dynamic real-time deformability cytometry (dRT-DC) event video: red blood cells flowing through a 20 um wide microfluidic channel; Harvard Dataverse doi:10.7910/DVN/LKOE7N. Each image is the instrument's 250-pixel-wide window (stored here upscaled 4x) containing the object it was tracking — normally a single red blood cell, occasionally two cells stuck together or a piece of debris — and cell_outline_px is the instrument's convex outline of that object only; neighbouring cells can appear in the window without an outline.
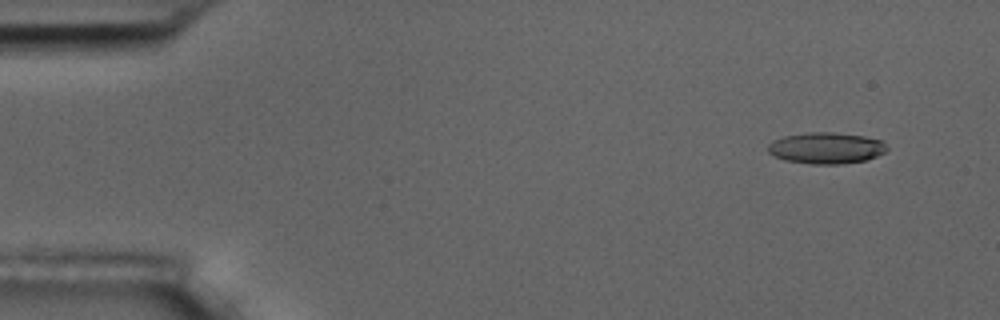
{"species": "common noctule bat (a hibernating species)", "species_latin": "Nyctalus noctula", "temperature_condition": "room temperature", "stored_images_in_passage": 6, "camera_frame_rate_fps": 3000, "um_per_image_px": 0.085, "animal": {"sex": "male", "body_mass_g": 17.5, "forearm_length_mm": 52.3}, "frame": {"image": 1, "passage_image": 2, "time_ms": 1.0, "image_size_px": [1000, 320], "cell_outline_px": [[888, 148], [884, 152], [876, 156], [864, 160], [840, 164], [812, 164], [784, 160], [768, 152], [768, 144], [772, 140], [784, 136], [808, 132], [832, 132], [864, 136], [880, 140]], "centroid_in_image_um": [70.19, 12.58], "position_along_channel_um": 14.8, "area_um2": 21.56}}
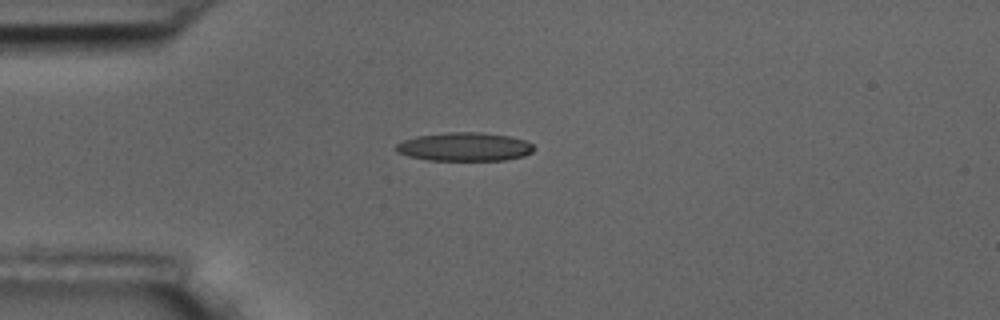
{"frame": {"image": 2, "passage_image": 5, "time_ms": 4.333, "image_size_px": [1000, 320], "cell_outline_px": [[532, 152], [524, 156], [504, 160], [428, 160], [408, 156], [396, 152], [396, 144], [404, 140], [416, 136], [448, 132], [480, 132], [508, 136], [524, 140], [532, 144]], "centroid_in_image_um": [39.46, 12.48], "position_along_channel_um": 45.5, "area_um2": 22.83}}
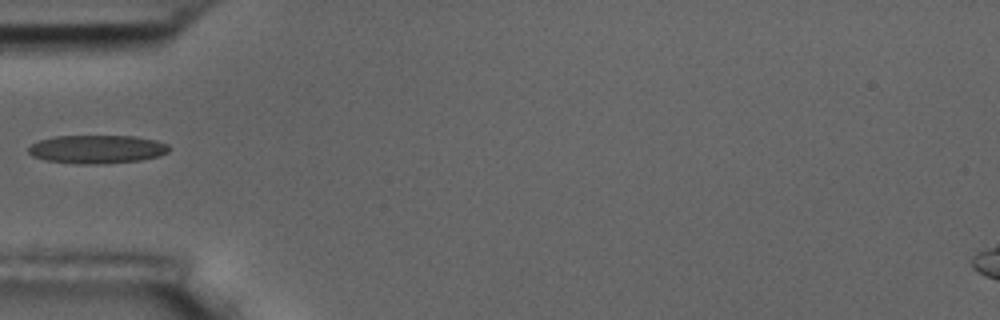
{"frame": {"image": 3, "passage_image": 6, "time_ms": 5.667, "image_size_px": [1000, 320], "cell_outline_px": [[172, 148], [168, 152], [160, 156], [140, 160], [96, 164], [80, 164], [44, 160], [32, 156], [28, 152], [28, 148], [32, 144], [40, 140], [56, 136], [136, 136], [156, 140], [168, 144]], "centroid_in_image_um": [8.27, 12.68], "position_along_channel_um": 76.7, "area_um2": 23.35}}